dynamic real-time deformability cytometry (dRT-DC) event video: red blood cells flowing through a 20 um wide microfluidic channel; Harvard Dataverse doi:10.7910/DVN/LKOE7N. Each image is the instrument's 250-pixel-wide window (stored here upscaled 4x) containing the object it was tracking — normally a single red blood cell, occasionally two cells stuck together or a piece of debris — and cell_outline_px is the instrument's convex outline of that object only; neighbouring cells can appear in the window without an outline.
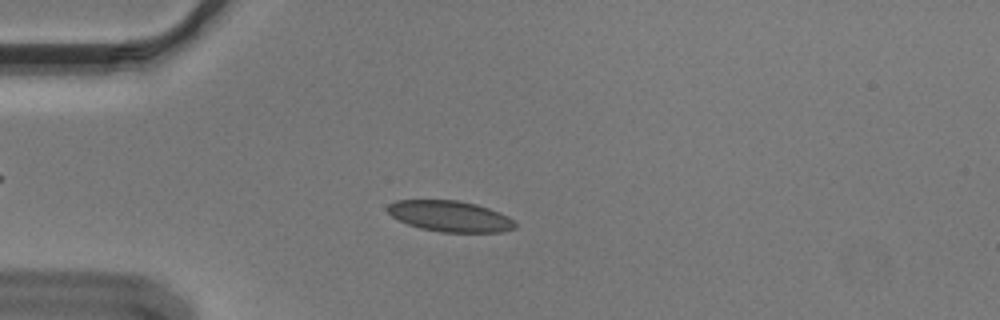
{"species": "Egyptian fruit bat (a non-hibernating species)", "species_latin": "Rousettus aegyptiacus", "temperature_condition": "cold", "stored_images_in_passage": 55, "camera_frame_rate_fps": 3000, "um_per_image_px": 0.085, "animal": {"sex": "male"}, "frame": {"image": 1, "passage_image": 14, "time_ms": 4.333, "image_size_px": [1000, 320], "cell_outline_px": [[516, 228], [500, 232], [440, 232], [420, 228], [408, 224], [392, 216], [384, 208], [388, 204], [396, 200], [456, 200], [476, 204], [500, 212], [516, 220]], "centroid_in_image_um": [38.26, 18.38], "position_along_channel_um": 46.7, "area_um2": 23.12}}
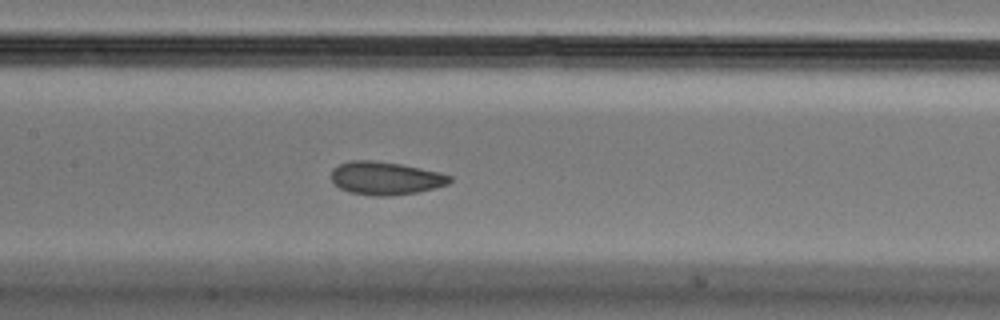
{"frame": {"image": 2, "passage_image": 26, "time_ms": 8.333, "image_size_px": [1000, 320], "cell_outline_px": [[452, 180], [448, 184], [416, 192], [392, 196], [372, 196], [348, 192], [340, 188], [332, 180], [332, 168], [340, 164], [352, 160], [372, 160], [400, 164], [440, 172], [452, 176]], "centroid_in_image_um": [32.76, 15.15], "position_along_channel_um": 174.6, "area_um2": 22.77}}
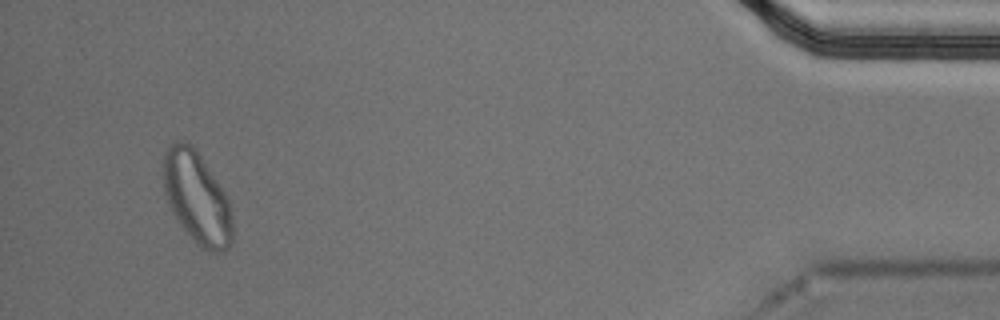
{"frame": {"image": 3, "passage_image": 52, "time_ms": 17.0, "image_size_px": [1000, 320], "cell_outline_px": [[232, 244], [224, 252], [208, 252], [200, 248], [196, 244], [176, 220], [168, 204], [164, 192], [164, 152], [168, 144], [176, 140], [180, 140], [192, 144], [196, 148], [224, 192], [228, 200], [232, 216]], "centroid_in_image_um": [16.73, 16.83], "position_along_channel_um": 418.5, "area_um2": 37.4}, "authors_computed_cell_mechanics": {"area_um2": 23.12, "velocity_mm_per_s": 3.6089, "shape_relaxation_time_tau1_ms": 4.8569, "shape_relaxation_time_tau2_ms": 1.2557, "deformation_change_tau1": 0.0988, "deformation_change_tau2": 0.0629}}